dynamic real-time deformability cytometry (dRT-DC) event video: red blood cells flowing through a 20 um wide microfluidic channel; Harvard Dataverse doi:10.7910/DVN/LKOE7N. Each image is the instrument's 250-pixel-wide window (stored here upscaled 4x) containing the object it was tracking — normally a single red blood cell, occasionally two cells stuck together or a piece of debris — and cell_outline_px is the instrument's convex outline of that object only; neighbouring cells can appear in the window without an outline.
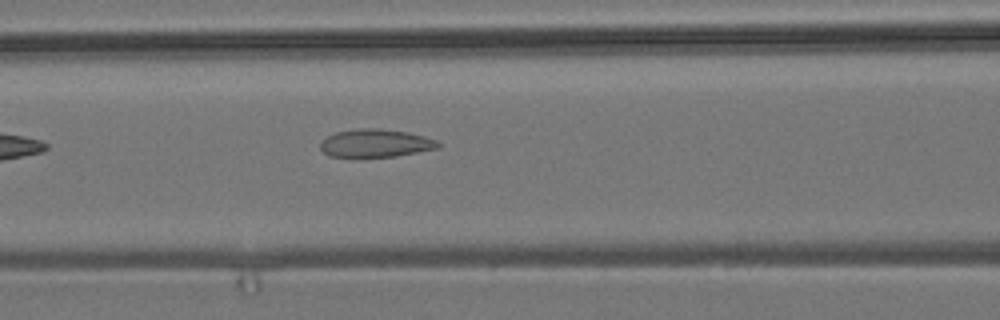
{"species": "common noctule bat (a hibernating species)", "species_latin": "Nyctalus noctula", "temperature_condition": "room temperature", "stored_images_in_passage": 3, "camera_frame_rate_fps": 3000, "um_per_image_px": 0.085, "animal": {"sex": "male", "body_mass_g": 19.2, "forearm_length_mm": 51.8}, "frame": {"image": 1, "passage_image": 3, "time_ms": 0.667, "image_size_px": [1000, 320], "cell_outline_px": [[440, 148], [396, 156], [356, 160], [328, 156], [320, 148], [320, 140], [336, 132], [360, 128], [380, 128], [408, 132], [440, 140]], "centroid_in_image_um": [31.9, 12.21], "position_along_channel_um": 134.7, "area_um2": 20.23}}